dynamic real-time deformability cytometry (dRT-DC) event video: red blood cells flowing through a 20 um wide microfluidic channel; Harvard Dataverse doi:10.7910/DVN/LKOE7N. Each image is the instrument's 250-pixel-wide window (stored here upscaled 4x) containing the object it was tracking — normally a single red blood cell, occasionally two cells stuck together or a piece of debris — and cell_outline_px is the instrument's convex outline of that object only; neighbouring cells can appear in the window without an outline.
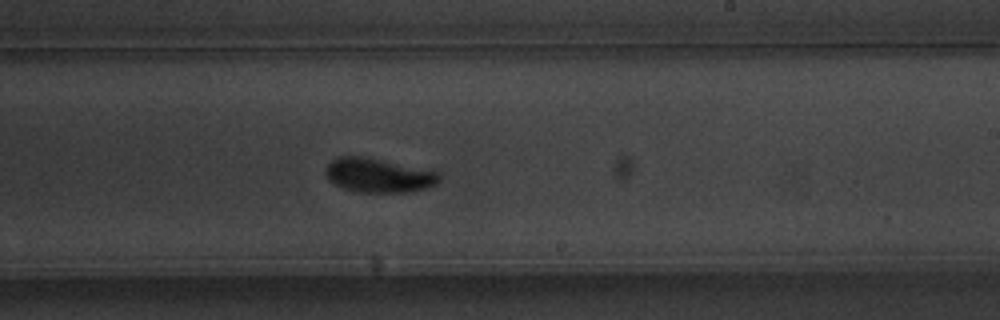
{"species": "common noctule bat (a hibernating species)", "species_latin": "Nyctalus noctula", "temperature_condition": "warm", "stored_images_in_passage": 56, "segment_of_instrument_passage": [1, 2], "camera_frame_rate_fps": 3000, "um_per_image_px": 0.085, "animal": {"sex": "male", "body_mass_g": 20.1, "forearm_length_mm": 53.5}, "frame": {"image": 1, "passage_image": 34, "time_ms": 11.0, "image_size_px": [1000, 320], "cell_outline_px": [[440, 180], [436, 184], [428, 188], [412, 192], [356, 192], [344, 188], [328, 180], [324, 172], [324, 168], [332, 160], [340, 156], [368, 156], [440, 172]], "centroid_in_image_um": [32.18, 14.89], "position_along_channel_um": 256.8, "area_um2": 23.0}}
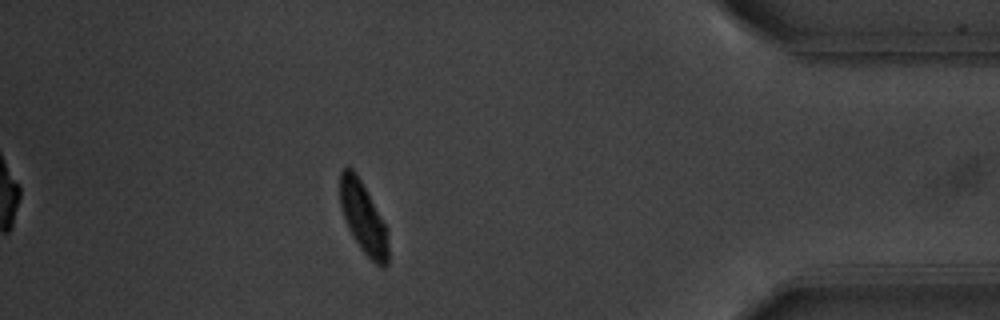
{"frame": {"image": 2, "passage_image": 49, "time_ms": 16.0, "image_size_px": [1000, 320], "cell_outline_px": [[388, 264], [384, 268], [380, 268], [360, 248], [348, 228], [340, 204], [340, 172], [348, 164], [356, 172], [388, 228]], "centroid_in_image_um": [30.9, 18.51], "position_along_channel_um": 404.3, "area_um2": 20.17}}